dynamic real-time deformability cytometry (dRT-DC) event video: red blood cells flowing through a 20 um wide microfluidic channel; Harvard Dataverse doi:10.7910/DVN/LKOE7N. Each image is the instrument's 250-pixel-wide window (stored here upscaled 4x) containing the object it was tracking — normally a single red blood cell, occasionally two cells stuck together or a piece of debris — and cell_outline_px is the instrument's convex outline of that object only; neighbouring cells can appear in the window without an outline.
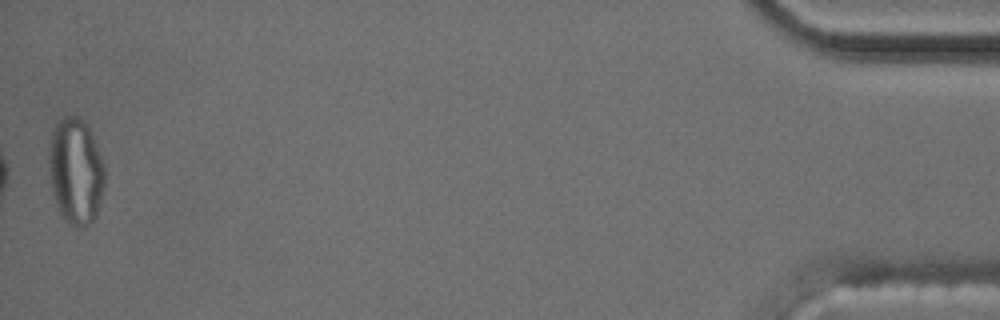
{"species": "common noctule bat (a hibernating species)", "species_latin": "Nyctalus noctula", "temperature_condition": "cold", "stored_images_in_passage": 40, "camera_frame_rate_fps": 3000, "um_per_image_px": 0.085, "animal": {"sex": "male", "body_mass_g": 17.5, "forearm_length_mm": 52.3}, "frame": {"image": 1, "passage_image": 40, "time_ms": 13.0, "image_size_px": [1000, 320], "cell_outline_px": [[104, 184], [96, 216], [84, 228], [68, 224], [64, 220], [56, 204], [52, 188], [48, 160], [52, 132], [56, 124], [64, 116], [76, 112], [88, 124], [104, 164]], "centroid_in_image_um": [6.44, 14.5], "position_along_channel_um": 428.8, "area_um2": 34.68}, "authors_computed_cell_mechanics": {"area_um2": 19.5653, "velocity_mm_per_s": 3.6393, "shape_relaxation_time_tau1_ms": null, "shape_relaxation_time_tau2_ms": 2.4957, "deformation_change_tau1": null, "deformation_change_tau2": 0.0823}}